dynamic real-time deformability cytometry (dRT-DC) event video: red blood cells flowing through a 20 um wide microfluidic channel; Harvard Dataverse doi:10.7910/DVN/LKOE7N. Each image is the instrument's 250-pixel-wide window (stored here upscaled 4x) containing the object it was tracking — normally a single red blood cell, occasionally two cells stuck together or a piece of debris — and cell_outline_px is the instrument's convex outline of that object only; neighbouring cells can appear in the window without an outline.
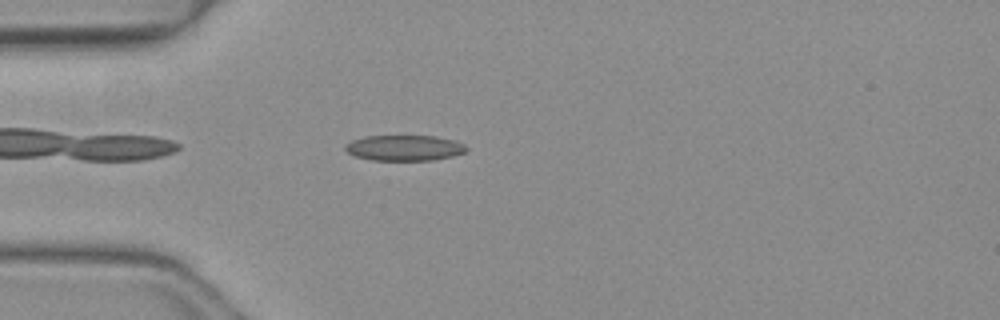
{"species": "common noctule bat (a hibernating species)", "species_latin": "Nyctalus noctula", "temperature_condition": "warm", "stored_images_in_passage": 17, "camera_frame_rate_fps": 3000, "um_per_image_px": 0.085, "animal": {"sex": "female", "body_mass_g": 19.3, "forearm_length_mm": 54.1}, "frame": {"image": 1, "passage_image": 3, "time_ms": 0.667, "image_size_px": [1000, 320], "cell_outline_px": [[468, 148], [464, 152], [452, 156], [432, 160], [372, 160], [356, 156], [348, 152], [344, 148], [344, 144], [352, 140], [364, 136], [436, 136], [456, 140], [464, 144]], "centroid_in_image_um": [34.37, 12.56], "position_along_channel_um": 50.6, "area_um2": 18.09}}
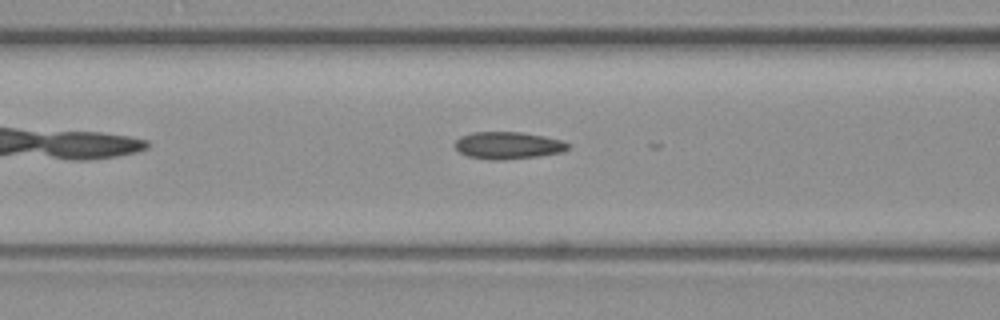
{"frame": {"image": 2, "passage_image": 9, "time_ms": 2.667, "image_size_px": [1000, 320], "cell_outline_px": [[572, 144], [564, 152], [540, 156], [504, 160], [488, 160], [468, 156], [460, 152], [456, 148], [456, 140], [460, 136], [472, 132], [520, 132], [544, 136], [560, 140]], "centroid_in_image_um": [43.21, 12.36], "position_along_channel_um": 123.4, "area_um2": 18.03}}
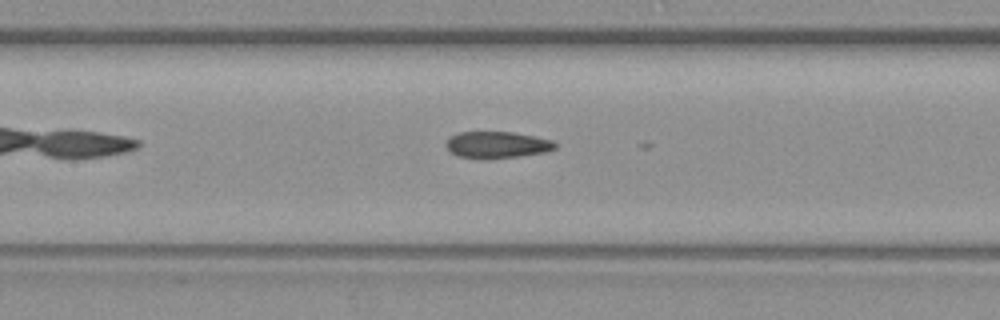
{"frame": {"image": 3, "passage_image": 12, "time_ms": 3.667, "image_size_px": [1000, 320], "cell_outline_px": [[556, 148], [544, 152], [516, 156], [460, 156], [452, 152], [444, 144], [452, 136], [460, 132], [512, 132], [552, 140], [556, 144]], "centroid_in_image_um": [42.28, 12.26], "position_along_channel_um": 165.1, "area_um2": 15.9}}